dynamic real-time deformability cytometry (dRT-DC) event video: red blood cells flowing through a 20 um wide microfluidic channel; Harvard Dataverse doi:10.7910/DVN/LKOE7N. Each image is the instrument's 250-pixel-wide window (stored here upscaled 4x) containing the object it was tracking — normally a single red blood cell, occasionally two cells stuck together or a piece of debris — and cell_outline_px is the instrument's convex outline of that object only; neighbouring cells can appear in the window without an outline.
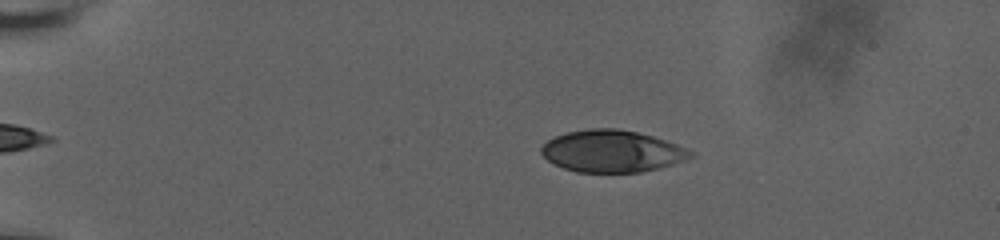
{"species": "human", "species_latin": "Homo sapiens", "temperature_condition": "room temperature", "stored_images_in_passage": 14, "camera_frame_rate_fps": 3000, "um_per_image_px": 0.085, "donor": {"sex": "male"}, "frame": {"image": 1, "passage_image": 2, "time_ms": 0.333, "image_size_px": [1000, 240], "cell_outline_px": [[696, 152], [692, 156], [684, 160], [660, 168], [640, 172], [576, 172], [564, 168], [548, 160], [540, 152], [540, 148], [548, 140], [556, 136], [568, 132], [588, 128], [616, 128], [636, 132], [652, 136], [676, 144]], "centroid_in_image_um": [52.02, 12.85], "position_along_channel_um": 33.0, "area_um2": 36.3}}
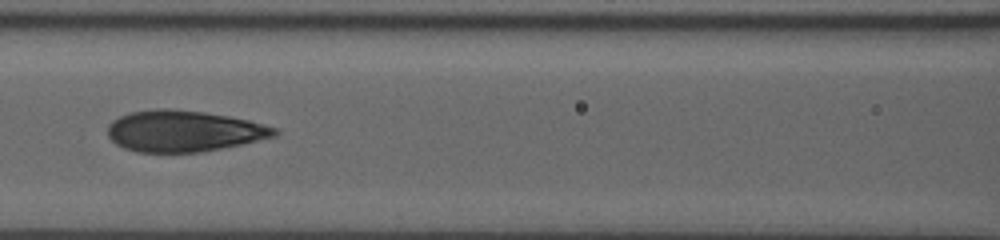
{"frame": {"image": 2, "passage_image": 9, "time_ms": 2.667, "image_size_px": [1000, 240], "cell_outline_px": [[280, 132], [276, 136], [240, 144], [200, 152], [136, 152], [124, 148], [116, 144], [108, 136], [108, 124], [112, 120], [120, 116], [132, 112], [156, 108], [168, 108], [204, 112], [228, 116], [248, 120], [276, 128]], "centroid_in_image_um": [15.59, 11.14], "position_along_channel_um": 151.0, "area_um2": 39.94}}
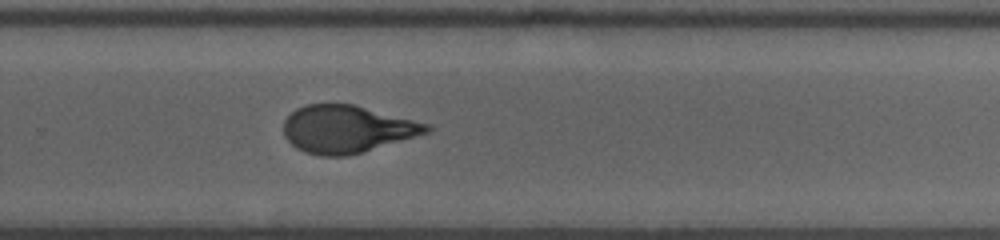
{"frame": {"image": 3, "passage_image": 14, "time_ms": 4.333, "image_size_px": [1000, 240], "cell_outline_px": [[432, 128], [428, 132], [348, 156], [320, 156], [304, 152], [296, 148], [284, 136], [284, 120], [296, 108], [308, 104], [356, 104], [432, 124]], "centroid_in_image_um": [29.49, 10.96], "position_along_channel_um": 300.3, "area_um2": 39.59}}